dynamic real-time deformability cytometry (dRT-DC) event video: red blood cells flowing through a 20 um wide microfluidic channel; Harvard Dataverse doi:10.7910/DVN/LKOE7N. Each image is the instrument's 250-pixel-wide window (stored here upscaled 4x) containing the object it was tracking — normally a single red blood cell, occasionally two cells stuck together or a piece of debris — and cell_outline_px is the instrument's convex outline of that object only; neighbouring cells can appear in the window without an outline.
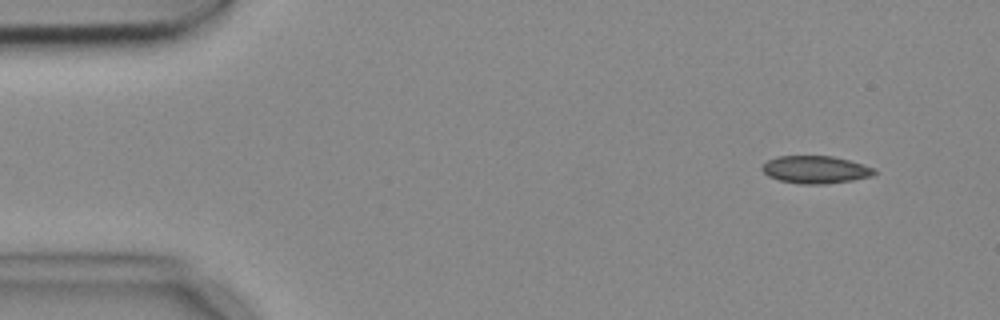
{"species": "common noctule bat (a hibernating species)", "species_latin": "Nyctalus noctula", "temperature_condition": "cold", "stored_images_in_passage": 5, "camera_frame_rate_fps": 3000, "um_per_image_px": 0.085, "animal": {"sex": "female", "body_mass_g": 18.4}, "frame": {"image": 1, "passage_image": 2, "time_ms": 0.333, "image_size_px": [1000, 320], "cell_outline_px": [[876, 172], [872, 176], [852, 180], [824, 184], [800, 184], [780, 180], [768, 176], [760, 168], [768, 160], [776, 156], [832, 156], [848, 160], [876, 168]], "centroid_in_image_um": [69.32, 14.42], "position_along_channel_um": 15.7, "area_um2": 17.98}}